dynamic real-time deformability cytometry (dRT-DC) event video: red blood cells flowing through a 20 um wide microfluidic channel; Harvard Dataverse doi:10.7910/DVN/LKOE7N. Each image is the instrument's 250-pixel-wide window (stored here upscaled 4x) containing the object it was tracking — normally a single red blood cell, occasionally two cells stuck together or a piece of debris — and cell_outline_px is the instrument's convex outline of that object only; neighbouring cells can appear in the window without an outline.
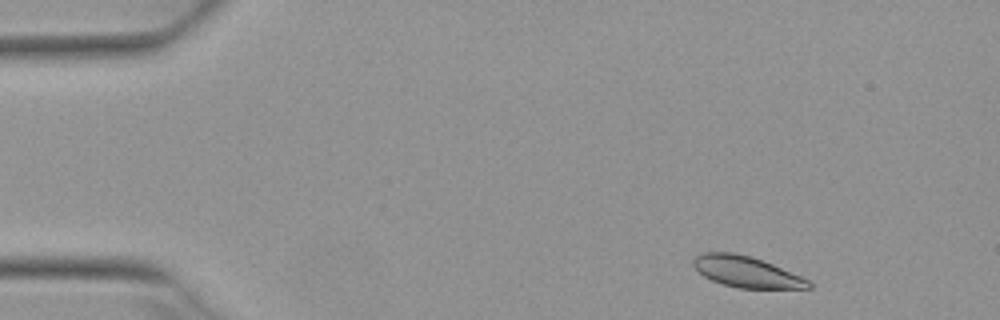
{"species": "Egyptian fruit bat (a non-hibernating species)", "species_latin": "Rousettus aegyptiacus", "temperature_condition": "warm", "stored_images_in_passage": 4, "camera_frame_rate_fps": 3000, "um_per_image_px": 0.085, "animal": {"sex": "female"}, "frame": {"image": 1, "passage_image": 1, "time_ms": 0.0, "image_size_px": [1000, 320], "cell_outline_px": [[812, 288], [736, 288], [712, 280], [704, 276], [692, 264], [692, 260], [696, 256], [704, 252], [732, 252], [752, 256], [772, 264], [800, 276], [808, 280], [812, 284]], "centroid_in_image_um": [63.42, 23.09], "position_along_channel_um": 21.6, "area_um2": 20.63}}
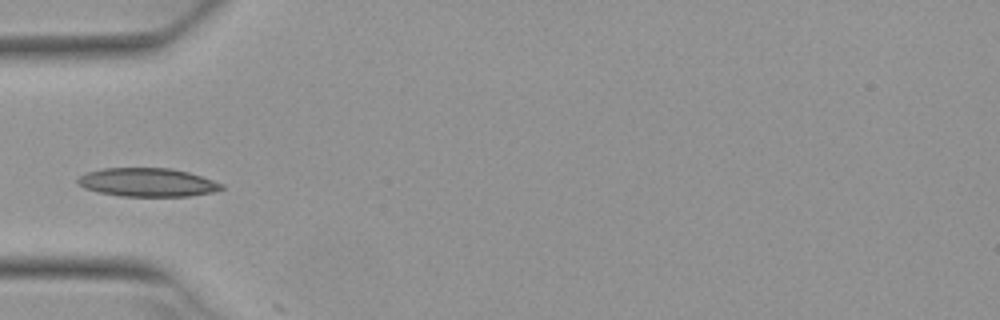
{"frame": {"image": 2, "passage_image": 4, "time_ms": 1.0, "image_size_px": [1000, 320], "cell_outline_px": [[224, 188], [212, 192], [188, 196], [120, 196], [100, 192], [84, 188], [76, 180], [80, 176], [88, 172], [104, 168], [172, 168], [188, 172], [224, 184]], "centroid_in_image_um": [12.54, 15.5], "position_along_channel_um": 72.5, "area_um2": 23.7}}